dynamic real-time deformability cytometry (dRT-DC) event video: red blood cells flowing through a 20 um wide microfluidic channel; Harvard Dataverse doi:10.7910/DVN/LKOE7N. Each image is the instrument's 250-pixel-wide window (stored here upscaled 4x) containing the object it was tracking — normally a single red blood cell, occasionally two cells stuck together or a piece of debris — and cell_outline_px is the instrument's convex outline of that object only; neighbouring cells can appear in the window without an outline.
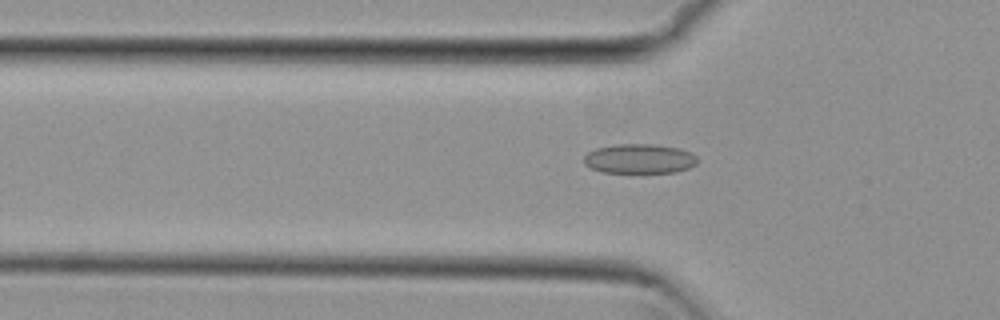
{"species": "common noctule bat (a hibernating species)", "species_latin": "Nyctalus noctula", "temperature_condition": "cold", "stored_images_in_passage": 54, "camera_frame_rate_fps": 3000, "um_per_image_px": 0.085, "animal": {"sex": "female", "body_mass_g": 29.2, "forearm_length_mm": 56.3}, "frame": {"image": 1, "passage_image": 18, "time_ms": 5.667, "image_size_px": [1000, 320], "cell_outline_px": [[696, 164], [688, 168], [676, 172], [600, 172], [584, 164], [584, 156], [588, 152], [596, 148], [616, 144], [652, 144], [680, 148], [696, 156]], "centroid_in_image_um": [54.32, 13.49], "position_along_channel_um": 71.5, "area_um2": 19.42}}
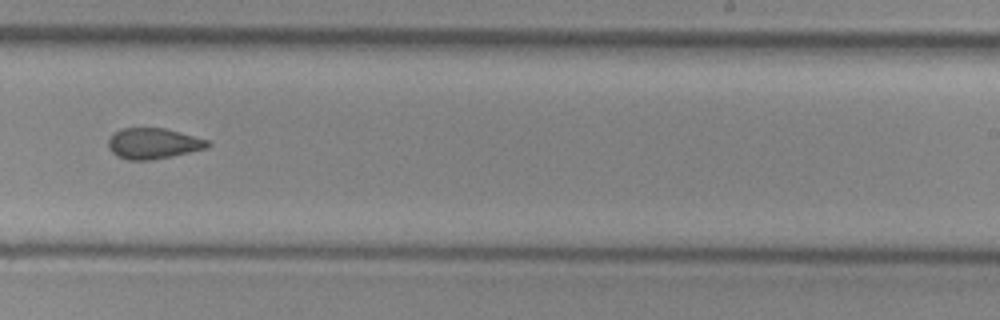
{"frame": {"image": 2, "passage_image": 34, "time_ms": 11.0, "image_size_px": [1000, 320], "cell_outline_px": [[212, 144], [204, 148], [172, 156], [152, 160], [128, 160], [116, 156], [108, 148], [108, 140], [120, 128], [164, 128], [180, 132], [208, 140]], "centroid_in_image_um": [13.0, 12.2], "position_along_channel_um": 276.0, "area_um2": 17.69}}
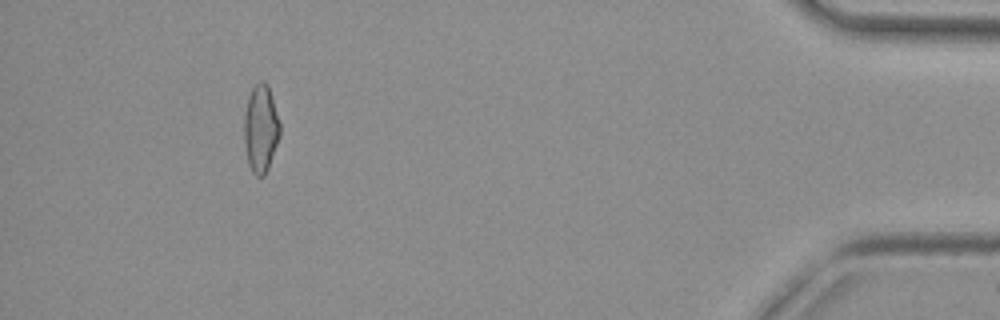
{"frame": {"image": 3, "passage_image": 50, "time_ms": 16.333, "image_size_px": [1000, 320], "cell_outline_px": [[280, 136], [268, 168], [264, 176], [256, 176], [252, 172], [248, 164], [244, 144], [244, 112], [248, 96], [252, 88], [260, 80], [264, 80], [268, 84], [280, 124]], "centroid_in_image_um": [22.15, 10.92], "position_along_channel_um": 413.1, "area_um2": 18.44}, "authors_computed_cell_mechanics": {"area_um2": 18.5249, "velocity_mm_per_s": 3.8219, "shape_relaxation_time_tau1_ms": null, "shape_relaxation_time_tau2_ms": 4.2814, "deformation_change_tau1": null, "deformation_change_tau2": 0.0992}}